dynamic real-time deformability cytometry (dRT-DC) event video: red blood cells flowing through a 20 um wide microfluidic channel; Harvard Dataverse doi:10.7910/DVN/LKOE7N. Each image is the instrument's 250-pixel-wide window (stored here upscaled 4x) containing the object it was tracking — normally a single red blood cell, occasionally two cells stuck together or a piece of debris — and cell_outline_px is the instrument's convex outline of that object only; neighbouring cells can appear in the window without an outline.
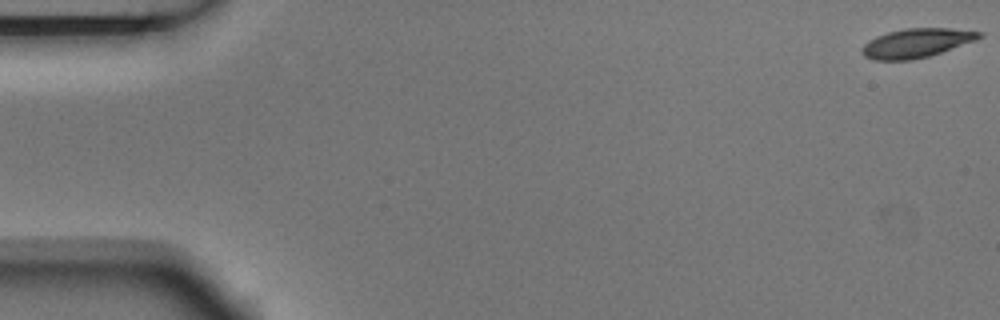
{"species": "Egyptian fruit bat (a non-hibernating species)", "species_latin": "Rousettus aegyptiacus", "temperature_condition": "room temperature", "stored_images_in_passage": 7, "camera_frame_rate_fps": 3000, "um_per_image_px": 0.085, "animal": {"sex": "male"}, "frame": {"image": 1, "passage_image": 1, "time_ms": 0.0, "image_size_px": [1000, 320], "cell_outline_px": [[984, 36], [976, 40], [928, 56], [912, 60], [872, 60], [864, 56], [860, 52], [860, 48], [868, 40], [876, 36], [888, 32], [904, 28], [952, 28], [984, 32]], "centroid_in_image_um": [77.87, 3.65], "position_along_channel_um": 7.1, "area_um2": 20.0}}
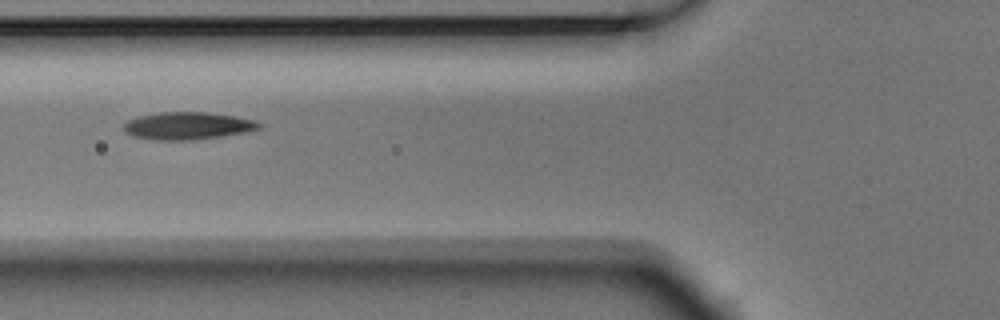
{"frame": {"image": 2, "passage_image": 6, "time_ms": 1.667, "image_size_px": [1000, 320], "cell_outline_px": [[264, 124], [260, 128], [248, 132], [192, 140], [156, 140], [132, 136], [124, 132], [124, 124], [128, 120], [136, 116], [160, 112], [208, 112], [256, 120]], "centroid_in_image_um": [15.95, 10.69], "position_along_channel_um": 109.9, "area_um2": 21.79}}
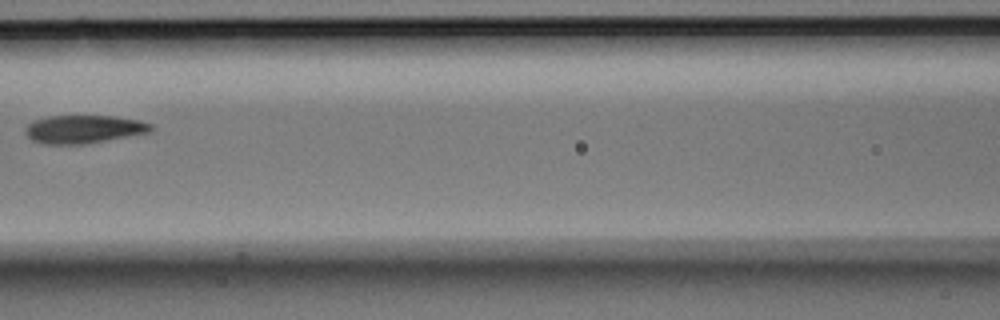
{"frame": {"image": 3, "passage_image": 7, "time_ms": 2.0, "image_size_px": [1000, 320], "cell_outline_px": [[152, 132], [84, 144], [44, 144], [32, 140], [24, 132], [24, 128], [32, 120], [48, 116], [116, 116], [140, 120], [152, 124]], "centroid_in_image_um": [7.11, 10.97], "position_along_channel_um": 159.5, "area_um2": 20.75}}